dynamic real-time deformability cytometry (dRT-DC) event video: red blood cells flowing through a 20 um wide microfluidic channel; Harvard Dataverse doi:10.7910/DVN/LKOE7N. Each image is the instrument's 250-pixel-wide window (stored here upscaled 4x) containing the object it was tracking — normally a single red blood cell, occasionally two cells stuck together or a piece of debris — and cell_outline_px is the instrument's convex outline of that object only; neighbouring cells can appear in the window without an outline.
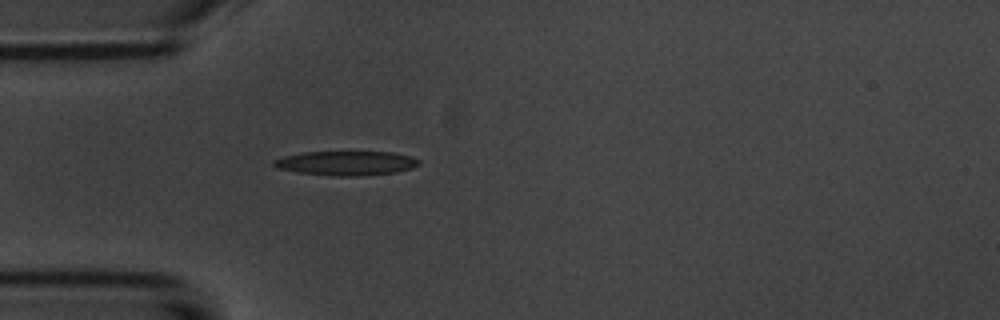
{"species": "common noctule bat (a hibernating species)", "species_latin": "Nyctalus noctula", "temperature_condition": "room temperature", "stored_images_in_passage": 1, "camera_frame_rate_fps": 3000, "um_per_image_px": 0.085, "animal": {"sex": "male", "body_mass_g": 20.1, "forearm_length_mm": 53.5}, "frame": {"image": 1, "passage_image": 1, "time_ms": 0.0, "image_size_px": [1000, 320], "cell_outline_px": [[420, 164], [412, 168], [396, 172], [364, 176], [332, 176], [296, 172], [276, 168], [272, 164], [272, 160], [284, 156], [304, 152], [392, 152], [408, 156], [420, 160]], "centroid_in_image_um": [29.4, 13.88], "position_along_channel_um": 55.6, "area_um2": 20.69}}